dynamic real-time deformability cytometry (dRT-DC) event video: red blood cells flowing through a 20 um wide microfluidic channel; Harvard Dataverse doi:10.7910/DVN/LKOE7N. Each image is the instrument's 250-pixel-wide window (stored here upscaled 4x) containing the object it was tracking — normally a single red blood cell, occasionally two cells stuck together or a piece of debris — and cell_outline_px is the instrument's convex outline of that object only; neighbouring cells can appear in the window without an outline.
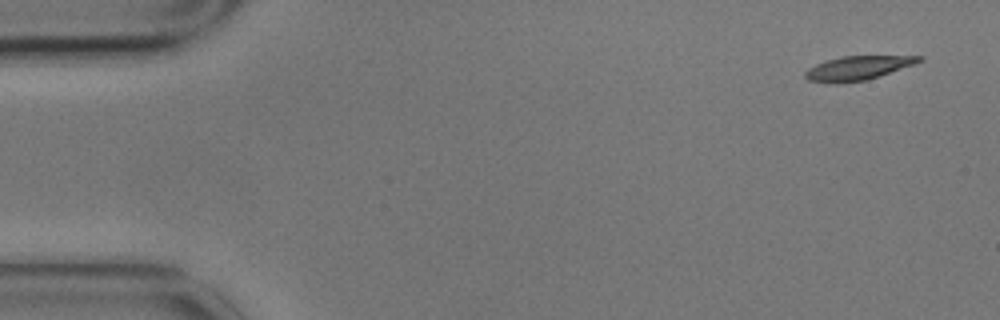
{"species": "common noctule bat (a hibernating species)", "species_latin": "Nyctalus noctula", "temperature_condition": "cold", "stored_images_in_passage": 6, "camera_frame_rate_fps": 3000, "um_per_image_px": 0.085, "animal": {"sex": "male", "body_mass_g": 17.9}, "frame": {"image": 1, "passage_image": 1, "time_ms": 0.0, "image_size_px": [1000, 320], "cell_outline_px": [[924, 60], [916, 64], [868, 80], [808, 80], [804, 76], [804, 72], [808, 68], [816, 64], [828, 60], [844, 56], [924, 56]], "centroid_in_image_um": [73.04, 5.73], "position_along_channel_um": 12.0, "area_um2": 15.2}}
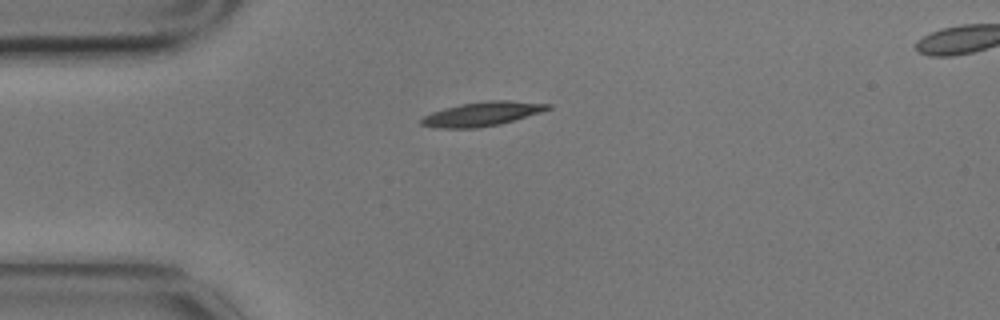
{"frame": {"image": 2, "passage_image": 4, "time_ms": 1.0, "image_size_px": [1000, 320], "cell_outline_px": [[552, 108], [540, 112], [500, 124], [476, 128], [440, 128], [420, 124], [420, 120], [424, 116], [432, 112], [444, 108], [460, 104], [488, 100], [508, 100], [552, 104]], "centroid_in_image_um": [40.98, 9.67], "position_along_channel_um": 44.0, "area_um2": 17.69}}